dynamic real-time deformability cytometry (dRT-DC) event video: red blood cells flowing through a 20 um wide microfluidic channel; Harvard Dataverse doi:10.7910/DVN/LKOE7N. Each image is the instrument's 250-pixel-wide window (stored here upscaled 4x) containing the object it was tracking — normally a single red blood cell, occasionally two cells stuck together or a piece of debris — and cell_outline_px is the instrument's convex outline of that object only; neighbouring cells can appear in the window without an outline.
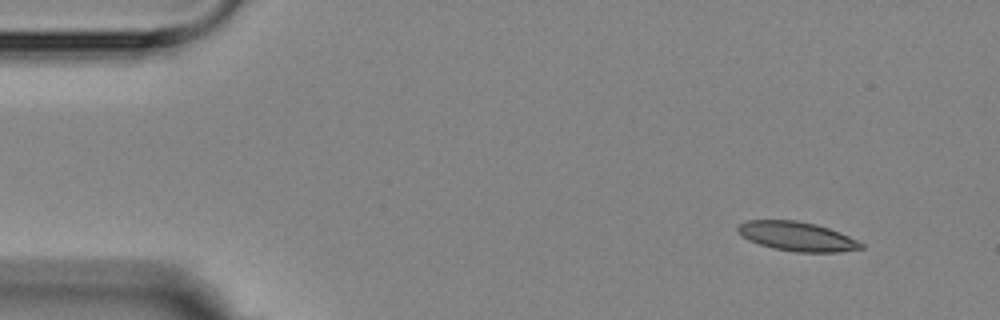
{"species": "Egyptian fruit bat (a non-hibernating species)", "species_latin": "Rousettus aegyptiacus", "temperature_condition": "room temperature", "stored_images_in_passage": 5, "segment_of_instrument_passage": [1, 2], "camera_frame_rate_fps": 3000, "um_per_image_px": 0.085, "animal": {"sex": "female"}, "frame": {"image": 1, "passage_image": 1, "time_ms": 0.0, "image_size_px": [1000, 320], "cell_outline_px": [[864, 248], [840, 252], [796, 252], [772, 248], [748, 240], [740, 236], [736, 232], [736, 228], [740, 224], [748, 220], [796, 220], [816, 224], [840, 232], [864, 244]], "centroid_in_image_um": [67.72, 20.09], "position_along_channel_um": 17.3, "area_um2": 21.1}}
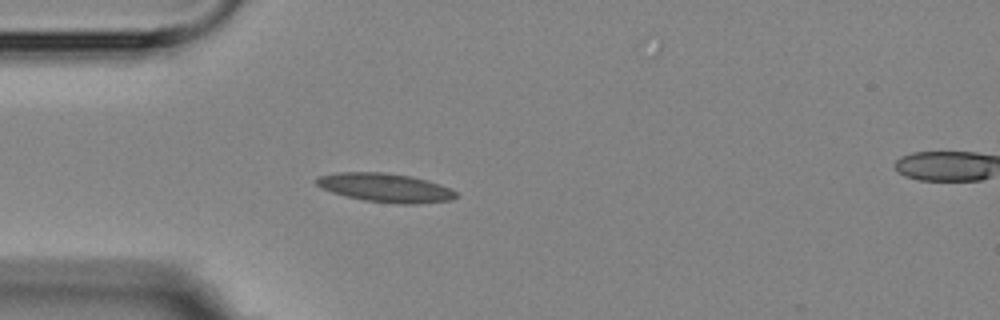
{"frame": {"image": 2, "passage_image": 4, "time_ms": 3.333, "image_size_px": [1000, 320], "cell_outline_px": [[460, 196], [452, 200], [416, 204], [400, 204], [364, 200], [332, 192], [320, 188], [312, 180], [316, 176], [336, 172], [384, 172], [412, 176], [440, 184], [456, 192]], "centroid_in_image_um": [32.72, 15.94], "position_along_channel_um": 52.3, "area_um2": 23.64}}